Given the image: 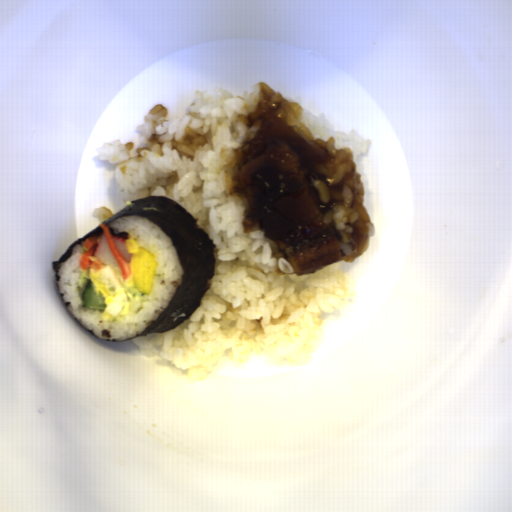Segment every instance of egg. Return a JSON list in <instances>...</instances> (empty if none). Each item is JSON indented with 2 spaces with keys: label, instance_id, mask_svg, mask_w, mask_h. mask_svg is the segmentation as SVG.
<instances>
[{
  "label": "egg",
  "instance_id": "obj_1",
  "mask_svg": "<svg viewBox=\"0 0 512 512\" xmlns=\"http://www.w3.org/2000/svg\"><path fill=\"white\" fill-rule=\"evenodd\" d=\"M138 248L127 262L130 274L125 279L120 267L103 263L102 269L89 268V281L95 294L105 297L103 321H120L136 298L150 296L154 290L159 261L150 250L139 245Z\"/></svg>",
  "mask_w": 512,
  "mask_h": 512
}]
</instances>
